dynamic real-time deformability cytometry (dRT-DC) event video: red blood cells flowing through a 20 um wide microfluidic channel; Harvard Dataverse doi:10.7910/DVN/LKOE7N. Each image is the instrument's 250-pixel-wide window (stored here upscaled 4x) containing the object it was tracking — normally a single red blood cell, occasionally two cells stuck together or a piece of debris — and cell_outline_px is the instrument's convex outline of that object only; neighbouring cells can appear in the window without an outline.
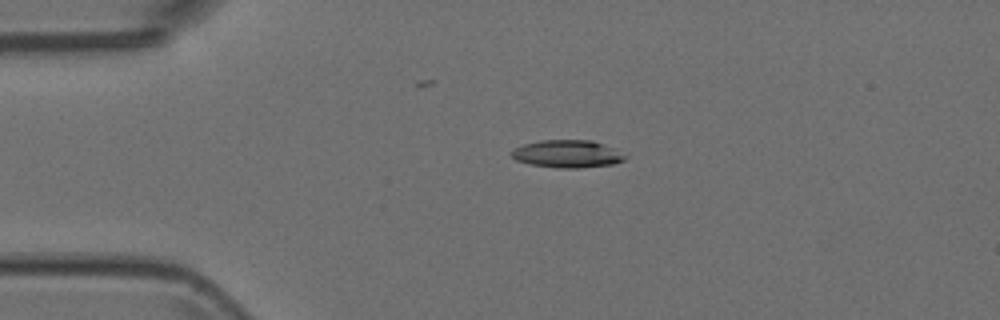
{"species": "Egyptian fruit bat (a non-hibernating species)", "species_latin": "Rousettus aegyptiacus", "temperature_condition": "room temperature", "stored_images_in_passage": 2, "camera_frame_rate_fps": 3000, "um_per_image_px": 0.085, "animal": {"sex": "female"}, "frame": {"image": 1, "passage_image": 1, "time_ms": 0.0, "image_size_px": [1000, 320], "cell_outline_px": [[628, 156], [624, 160], [612, 164], [580, 168], [560, 168], [532, 164], [516, 160], [508, 152], [524, 144], [540, 140], [592, 140], [612, 148]], "centroid_in_image_um": [48.21, 13.08], "position_along_channel_um": 36.8, "area_um2": 18.09}}